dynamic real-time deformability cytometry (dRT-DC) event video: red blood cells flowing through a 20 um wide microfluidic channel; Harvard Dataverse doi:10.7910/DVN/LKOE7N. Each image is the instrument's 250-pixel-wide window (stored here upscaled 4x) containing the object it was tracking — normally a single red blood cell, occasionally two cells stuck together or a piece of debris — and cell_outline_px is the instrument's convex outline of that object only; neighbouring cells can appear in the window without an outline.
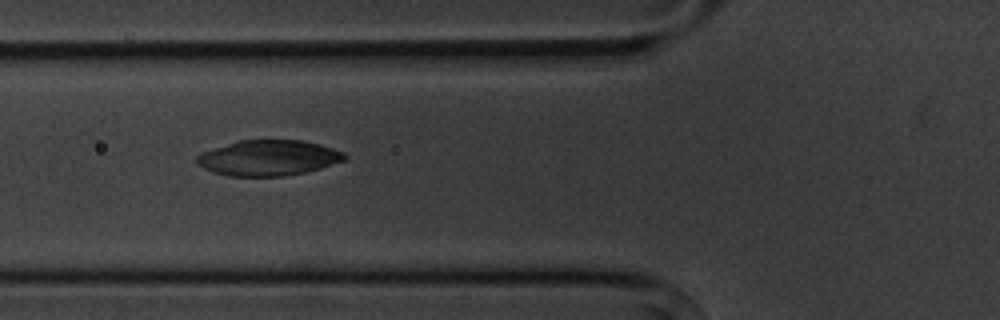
{"species": "common noctule bat (a hibernating species)", "species_latin": "Nyctalus noctula", "temperature_condition": "cold", "stored_images_in_passage": 5, "camera_frame_rate_fps": 3000, "um_per_image_px": 0.085, "animal": {"sex": "male", "body_mass_g": 20.1, "forearm_length_mm": 53.5}, "frame": {"image": 1, "passage_image": 4, "time_ms": 3.667, "image_size_px": [1000, 320], "cell_outline_px": [[348, 156], [344, 160], [320, 168], [304, 172], [284, 176], [228, 176], [212, 172], [196, 164], [196, 156], [200, 152], [236, 140], [300, 140], [320, 144], [344, 152]], "centroid_in_image_um": [22.76, 13.41], "position_along_channel_um": 103.0, "area_um2": 30.75}}
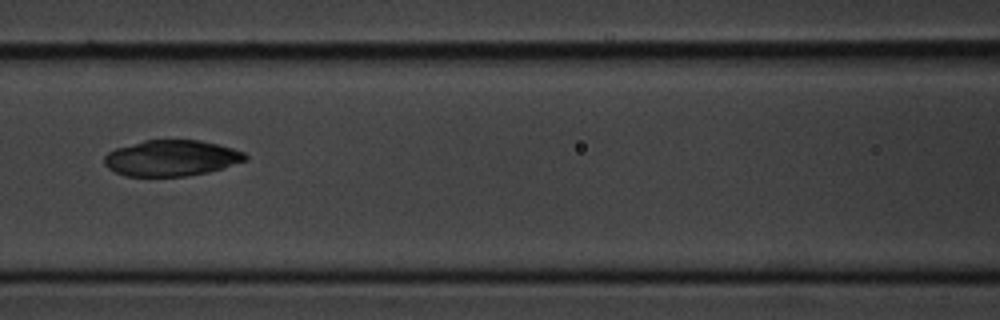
{"frame": {"image": 2, "passage_image": 5, "time_ms": 5.0, "image_size_px": [1000, 320], "cell_outline_px": [[248, 160], [224, 168], [208, 172], [184, 176], [124, 176], [108, 168], [104, 164], [104, 156], [108, 152], [116, 148], [144, 140], [200, 140], [232, 148], [244, 152], [248, 156]], "centroid_in_image_um": [14.58, 13.44], "position_along_channel_um": 152.0, "area_um2": 29.59}}